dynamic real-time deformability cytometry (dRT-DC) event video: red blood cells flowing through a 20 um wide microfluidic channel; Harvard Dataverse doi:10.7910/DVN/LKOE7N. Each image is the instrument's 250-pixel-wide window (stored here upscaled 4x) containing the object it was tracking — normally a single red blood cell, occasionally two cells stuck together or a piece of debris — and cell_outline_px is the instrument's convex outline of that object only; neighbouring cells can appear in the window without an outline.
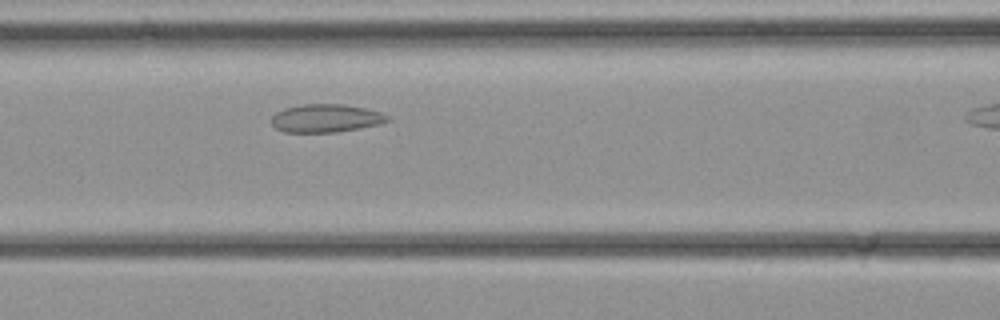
{"species": "common noctule bat (a hibernating species)", "species_latin": "Nyctalus noctula", "temperature_condition": "cold", "stored_images_in_passage": 10, "camera_frame_rate_fps": 3000, "um_per_image_px": 0.085, "animal": {"sex": "female", "body_mass_g": 21.9}, "frame": {"image": 1, "passage_image": 9, "time_ms": 2.667, "image_size_px": [1000, 320], "cell_outline_px": [[392, 120], [380, 124], [360, 128], [336, 132], [284, 132], [276, 128], [272, 124], [272, 116], [276, 112], [284, 108], [304, 104], [340, 104], [364, 108], [380, 112], [388, 116]], "centroid_in_image_um": [27.7, 10.05], "position_along_channel_um": 138.9, "area_um2": 18.96}}